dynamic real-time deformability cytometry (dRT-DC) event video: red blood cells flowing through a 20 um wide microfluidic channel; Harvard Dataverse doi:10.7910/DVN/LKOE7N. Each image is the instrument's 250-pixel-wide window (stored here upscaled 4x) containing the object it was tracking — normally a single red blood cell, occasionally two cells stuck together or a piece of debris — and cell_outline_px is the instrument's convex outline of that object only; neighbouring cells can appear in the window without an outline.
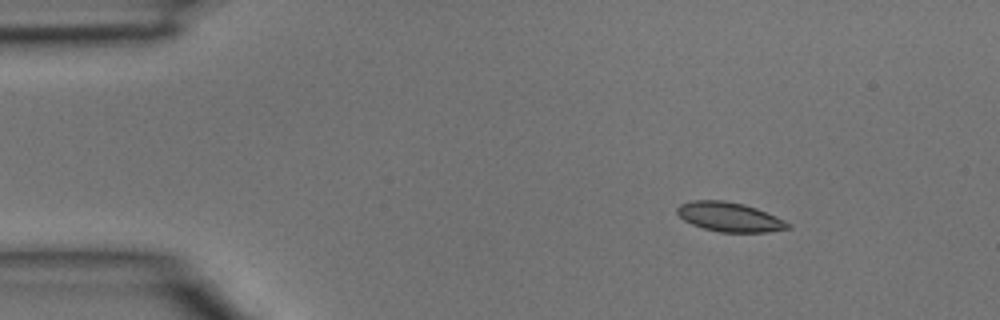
{"species": "common noctule bat (a hibernating species)", "species_latin": "Nyctalus noctula", "temperature_condition": "room temperature", "stored_images_in_passage": 4, "camera_frame_rate_fps": 3000, "um_per_image_px": 0.085, "animal": {"sex": "male", "body_mass_g": 15.6}, "frame": {"image": 1, "passage_image": 1, "time_ms": 0.0, "image_size_px": [1000, 320], "cell_outline_px": [[792, 228], [768, 232], [720, 232], [704, 228], [692, 224], [684, 220], [676, 212], [676, 208], [680, 204], [692, 200], [724, 200], [744, 204], [756, 208], [776, 216], [792, 224]], "centroid_in_image_um": [62.03, 18.44], "position_along_channel_um": 23.0, "area_um2": 19.02}}
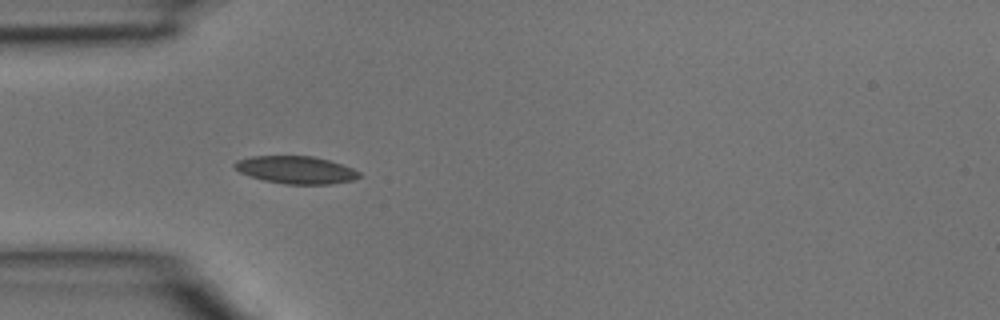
{"frame": {"image": 2, "passage_image": 3, "time_ms": 0.667, "image_size_px": [1000, 320], "cell_outline_px": [[364, 176], [352, 180], [328, 184], [284, 184], [264, 180], [240, 172], [232, 164], [236, 160], [252, 156], [312, 156], [328, 160], [352, 168], [360, 172]], "centroid_in_image_um": [25.17, 14.44], "position_along_channel_um": 59.8, "area_um2": 19.88}}